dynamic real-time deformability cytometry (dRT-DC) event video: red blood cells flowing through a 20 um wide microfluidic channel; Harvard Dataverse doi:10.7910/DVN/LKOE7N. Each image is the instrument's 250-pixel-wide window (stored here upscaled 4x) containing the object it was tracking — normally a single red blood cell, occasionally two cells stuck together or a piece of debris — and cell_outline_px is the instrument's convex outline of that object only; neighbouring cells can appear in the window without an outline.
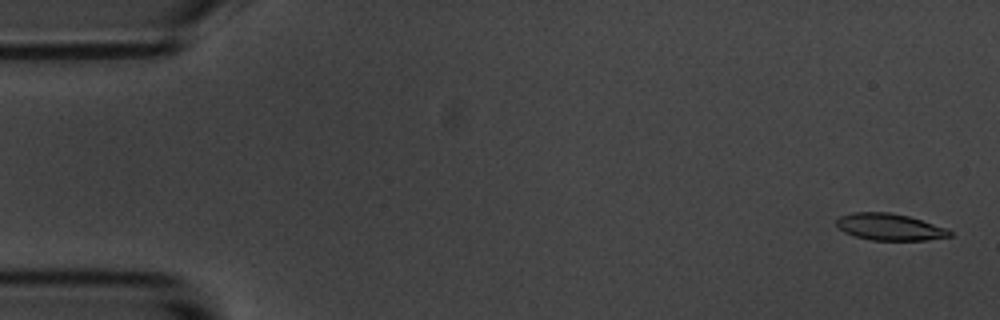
{"species": "common noctule bat (a hibernating species)", "species_latin": "Nyctalus noctula", "temperature_condition": "room temperature", "stored_images_in_passage": 56, "camera_frame_rate_fps": 3000, "um_per_image_px": 0.085, "animal": {"sex": "male", "body_mass_g": 20.1, "forearm_length_mm": 53.5}, "frame": {"image": 1, "passage_image": 2, "time_ms": 0.333, "image_size_px": [1000, 320], "cell_outline_px": [[952, 236], [924, 240], [872, 240], [856, 236], [844, 232], [836, 224], [836, 220], [840, 216], [852, 212], [892, 212], [908, 216], [948, 228], [952, 232]], "centroid_in_image_um": [75.63, 19.28], "position_along_channel_um": 9.4, "area_um2": 17.63}}
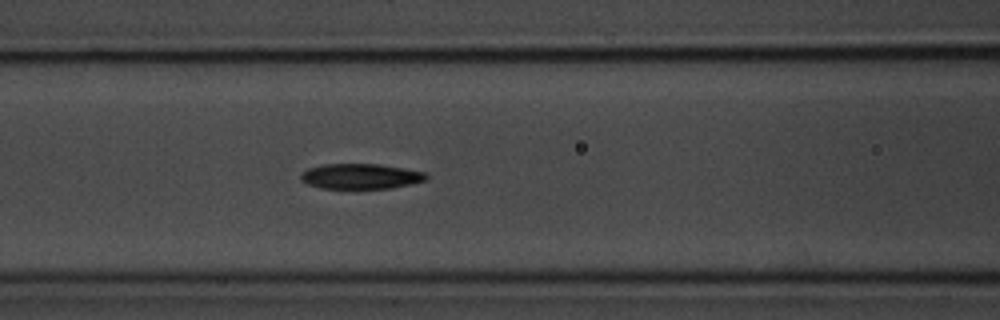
{"frame": {"image": 2, "passage_image": 23, "time_ms": 7.333, "image_size_px": [1000, 320], "cell_outline_px": [[428, 176], [424, 180], [412, 184], [392, 188], [320, 188], [308, 184], [300, 180], [300, 172], [308, 168], [324, 164], [376, 164], [428, 172]], "centroid_in_image_um": [30.64, 14.98], "position_along_channel_um": 136.0, "area_um2": 18.5}}
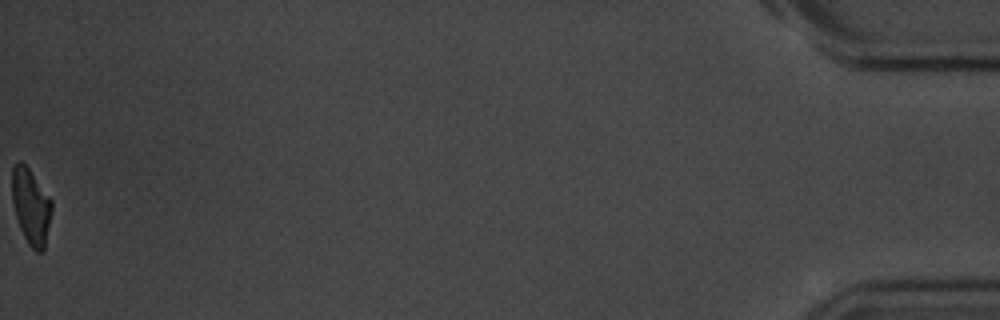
{"frame": {"image": 3, "passage_image": 56, "time_ms": 18.333, "image_size_px": [1000, 320], "cell_outline_px": [[52, 212], [44, 252], [36, 252], [28, 244], [20, 228], [12, 204], [12, 168], [16, 160], [20, 160], [28, 168], [52, 200]], "centroid_in_image_um": [2.63, 17.56], "position_along_channel_um": 432.6, "area_um2": 17.69}, "authors_computed_cell_mechanics": {"area_um2": 18.8139, "velocity_mm_per_s": 3.6176, "shape_relaxation_time_tau1_ms": 3.4991, "shape_relaxation_time_tau2_ms": 2.8289, "deformation_change_tau1": 0.157, "deformation_change_tau2": 0.1017}}